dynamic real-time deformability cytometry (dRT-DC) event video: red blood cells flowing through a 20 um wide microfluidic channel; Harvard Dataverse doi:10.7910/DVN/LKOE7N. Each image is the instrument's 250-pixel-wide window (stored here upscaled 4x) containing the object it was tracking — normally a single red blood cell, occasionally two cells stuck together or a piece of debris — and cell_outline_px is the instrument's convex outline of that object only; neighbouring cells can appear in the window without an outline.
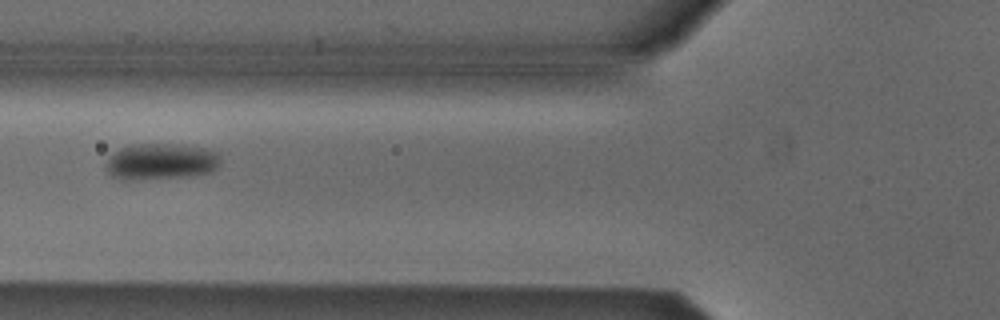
{"species": "Egyptian fruit bat (a non-hibernating species)", "species_latin": "Rousettus aegyptiacus", "temperature_condition": "cold", "stored_images_in_passage": 5, "camera_frame_rate_fps": 3000, "um_per_image_px": 0.085, "animal": {"sex": "male"}, "frame": {"image": 1, "passage_image": 5, "time_ms": 5.667, "image_size_px": [1000, 320], "cell_outline_px": [[220, 164], [212, 172], [188, 176], [132, 180], [124, 180], [112, 176], [108, 172], [108, 156], [120, 148], [132, 144], [164, 144], [204, 148], [216, 152], [220, 156]], "centroid_in_image_um": [13.67, 13.74], "position_along_channel_um": 112.1, "area_um2": 23.99}}